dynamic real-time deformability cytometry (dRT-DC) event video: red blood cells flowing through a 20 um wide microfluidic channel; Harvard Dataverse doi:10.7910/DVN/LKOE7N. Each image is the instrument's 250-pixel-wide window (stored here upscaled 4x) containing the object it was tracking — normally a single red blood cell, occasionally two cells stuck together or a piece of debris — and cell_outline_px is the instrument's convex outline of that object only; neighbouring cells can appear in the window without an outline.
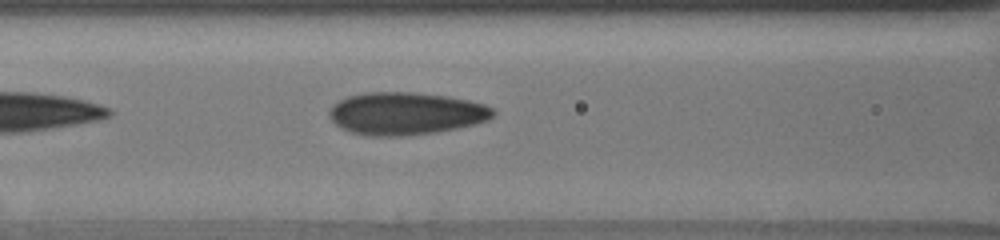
{"species": "human", "species_latin": "Homo sapiens", "temperature_condition": "cold", "stored_images_in_passage": 27, "camera_frame_rate_fps": 3000, "um_per_image_px": 0.085, "donor": {"sex": "male"}, "frame": {"image": 1, "passage_image": 10, "time_ms": 6.0, "image_size_px": [1000, 240], "cell_outline_px": [[496, 112], [488, 120], [476, 124], [436, 132], [408, 136], [364, 136], [348, 132], [340, 128], [328, 116], [328, 112], [332, 104], [348, 96], [368, 92], [412, 92], [448, 96], [468, 100], [484, 104], [492, 108]], "centroid_in_image_um": [34.46, 9.66], "position_along_channel_um": 132.1, "area_um2": 40.98}}
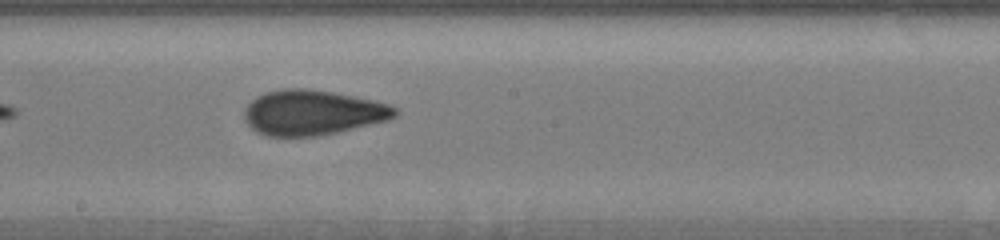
{"frame": {"image": 2, "passage_image": 15, "time_ms": 8.333, "image_size_px": [1000, 240], "cell_outline_px": [[400, 112], [396, 116], [388, 120], [336, 132], [316, 136], [268, 136], [256, 132], [244, 120], [244, 108], [256, 96], [264, 92], [284, 88], [308, 88], [332, 92], [376, 100], [388, 104], [396, 108]], "centroid_in_image_um": [26.56, 9.56], "position_along_channel_um": 221.6, "area_um2": 39.71}}
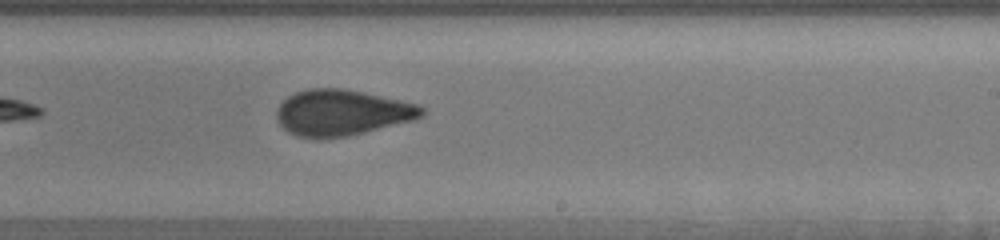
{"frame": {"image": 3, "passage_image": 17, "time_ms": 9.333, "image_size_px": [1000, 240], "cell_outline_px": [[424, 116], [416, 120], [348, 136], [320, 140], [316, 140], [296, 136], [288, 132], [276, 120], [276, 112], [280, 104], [288, 96], [296, 92], [308, 88], [340, 88], [364, 92], [400, 100], [416, 104], [424, 108]], "centroid_in_image_um": [29.05, 9.6], "position_along_channel_um": 260.0, "area_um2": 39.3}, "authors_computed_cell_mechanics": {"area_um2": 39.8242, "velocity_mm_per_s": 3.8458, "shape_relaxation_time_tau1_ms": 5.6032, "shape_relaxation_time_tau2_ms": 1.153, "deformation_change_tau1": 0.1456, "deformation_change_tau2": 0.0508}}